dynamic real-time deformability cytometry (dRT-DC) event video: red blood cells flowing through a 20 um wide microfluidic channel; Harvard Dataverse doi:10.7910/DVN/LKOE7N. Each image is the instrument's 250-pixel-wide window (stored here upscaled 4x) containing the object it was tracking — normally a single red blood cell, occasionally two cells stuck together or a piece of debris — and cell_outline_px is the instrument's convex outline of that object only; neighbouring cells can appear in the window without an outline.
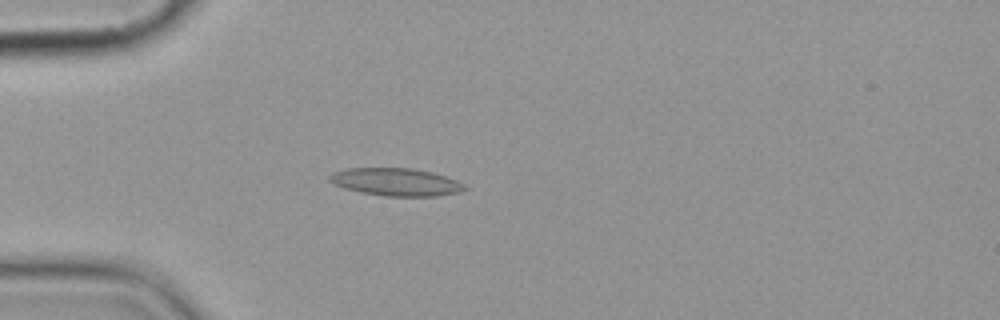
{"species": "common noctule bat (a hibernating species)", "species_latin": "Nyctalus noctula", "temperature_condition": "cold", "stored_images_in_passage": 5, "camera_frame_rate_fps": 3000, "um_per_image_px": 0.085, "animal": {"sex": "female", "body_mass_g": 19.9}, "frame": {"image": 1, "passage_image": 4, "time_ms": 3.667, "image_size_px": [1000, 320], "cell_outline_px": [[468, 188], [460, 192], [436, 196], [384, 196], [360, 192], [344, 188], [328, 180], [328, 176], [332, 172], [348, 168], [412, 168], [432, 172], [456, 180], [464, 184]], "centroid_in_image_um": [33.65, 15.47], "position_along_channel_um": 51.3, "area_um2": 21.79}}